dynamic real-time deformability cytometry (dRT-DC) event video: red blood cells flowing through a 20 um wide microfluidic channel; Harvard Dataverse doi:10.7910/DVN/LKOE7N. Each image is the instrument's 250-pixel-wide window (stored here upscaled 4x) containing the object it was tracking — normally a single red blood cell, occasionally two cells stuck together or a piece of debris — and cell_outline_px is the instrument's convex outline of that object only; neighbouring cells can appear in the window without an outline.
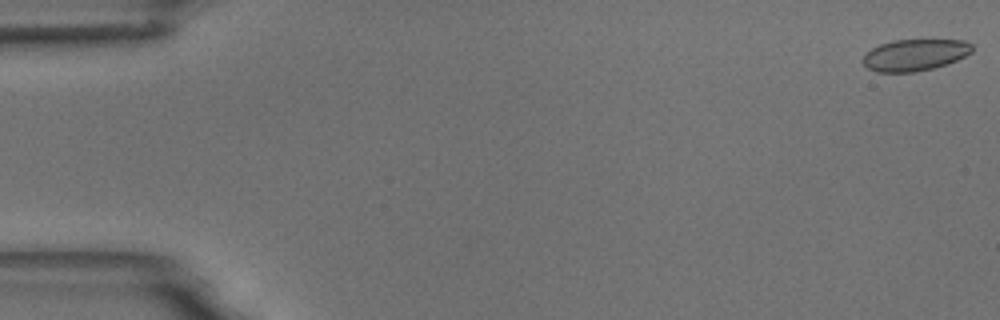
{"species": "common noctule bat (a hibernating species)", "species_latin": "Nyctalus noctula", "temperature_condition": "room temperature", "stored_images_in_passage": 6, "segment_of_instrument_passage": [1, 2], "camera_frame_rate_fps": 3000, "um_per_image_px": 0.085, "animal": {"sex": "male", "body_mass_g": 18.8}, "frame": {"image": 1, "passage_image": 1, "time_ms": 0.0, "image_size_px": [1000, 320], "cell_outline_px": [[972, 52], [948, 64], [916, 72], [876, 72], [868, 68], [864, 64], [864, 56], [872, 48], [880, 44], [892, 40], [964, 40], [972, 44]], "centroid_in_image_um": [77.78, 4.67], "position_along_channel_um": 7.2, "area_um2": 20.0}}
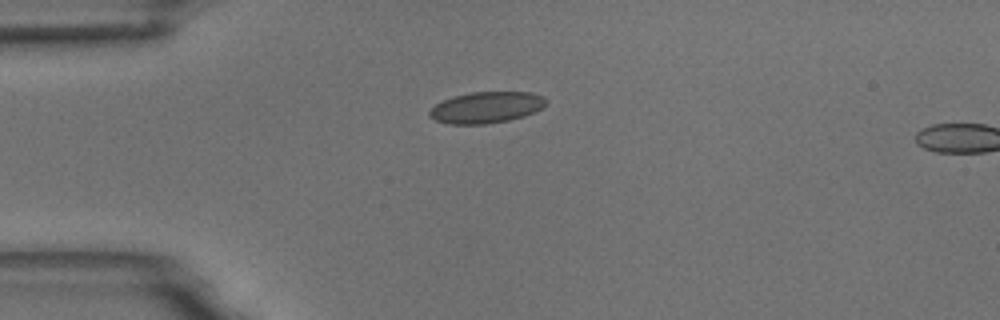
{"frame": {"image": 2, "passage_image": 5, "time_ms": 4.333, "image_size_px": [1000, 320], "cell_outline_px": [[548, 100], [540, 108], [524, 116], [508, 120], [484, 124], [448, 124], [436, 120], [428, 116], [428, 112], [436, 104], [452, 96], [472, 92], [532, 92], [544, 96]], "centroid_in_image_um": [41.32, 9.12], "position_along_channel_um": 43.7, "area_um2": 21.15}}